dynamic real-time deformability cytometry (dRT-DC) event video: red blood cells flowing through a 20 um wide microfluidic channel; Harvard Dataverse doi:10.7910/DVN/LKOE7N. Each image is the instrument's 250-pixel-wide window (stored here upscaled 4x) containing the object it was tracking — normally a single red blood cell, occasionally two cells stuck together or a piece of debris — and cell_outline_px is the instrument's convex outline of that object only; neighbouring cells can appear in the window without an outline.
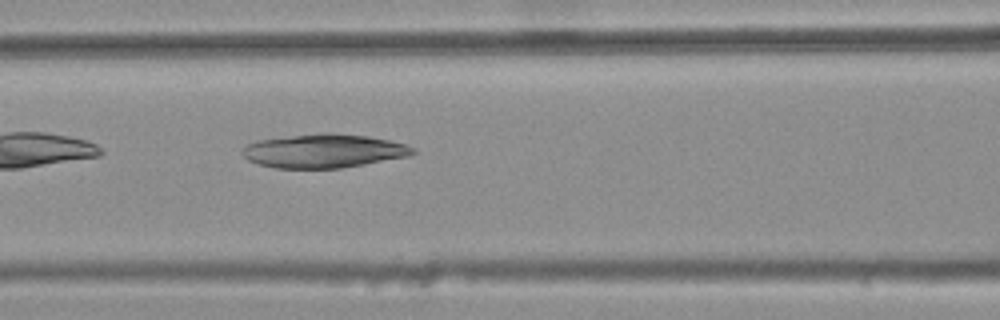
{"species": "common noctule bat (a hibernating species)", "species_latin": "Nyctalus noctula", "temperature_condition": "warm", "stored_images_in_passage": 31, "camera_frame_rate_fps": 3000, "um_per_image_px": 0.085, "animal": {"sex": "female", "body_mass_g": 25.1}, "frame": {"image": 1, "passage_image": 7, "time_ms": 2.0, "image_size_px": [1000, 320], "cell_outline_px": [[416, 152], [408, 156], [364, 164], [340, 168], [276, 168], [256, 164], [248, 160], [240, 152], [248, 144], [256, 140], [324, 132], [332, 132], [368, 136], [408, 144], [416, 148]], "centroid_in_image_um": [27.52, 12.82], "position_along_channel_um": 139.1, "area_um2": 33.64}}
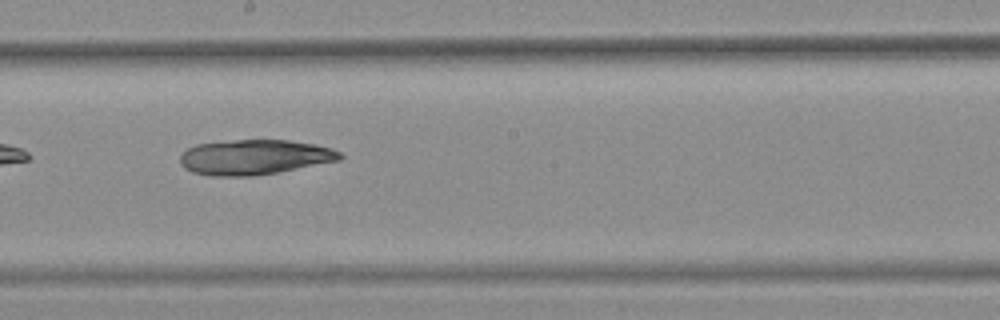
{"frame": {"image": 2, "passage_image": 14, "time_ms": 4.333, "image_size_px": [1000, 320], "cell_outline_px": [[344, 156], [340, 160], [276, 172], [252, 176], [212, 176], [192, 172], [184, 168], [180, 164], [180, 156], [188, 148], [196, 144], [236, 140], [288, 140], [316, 144], [332, 148], [340, 152]], "centroid_in_image_um": [21.63, 13.35], "position_along_channel_um": 226.6, "area_um2": 32.54}}
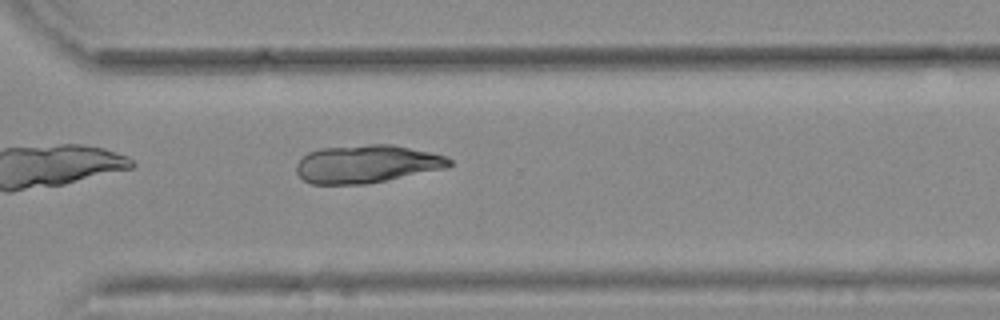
{"frame": {"image": 3, "passage_image": 23, "time_ms": 7.333, "image_size_px": [1000, 320], "cell_outline_px": [[452, 164], [448, 168], [368, 184], [312, 184], [304, 180], [296, 172], [296, 164], [308, 152], [320, 148], [368, 144], [392, 144], [432, 152], [444, 156], [452, 160]], "centroid_in_image_um": [31.2, 13.93], "position_along_channel_um": 339.4, "area_um2": 34.1}}